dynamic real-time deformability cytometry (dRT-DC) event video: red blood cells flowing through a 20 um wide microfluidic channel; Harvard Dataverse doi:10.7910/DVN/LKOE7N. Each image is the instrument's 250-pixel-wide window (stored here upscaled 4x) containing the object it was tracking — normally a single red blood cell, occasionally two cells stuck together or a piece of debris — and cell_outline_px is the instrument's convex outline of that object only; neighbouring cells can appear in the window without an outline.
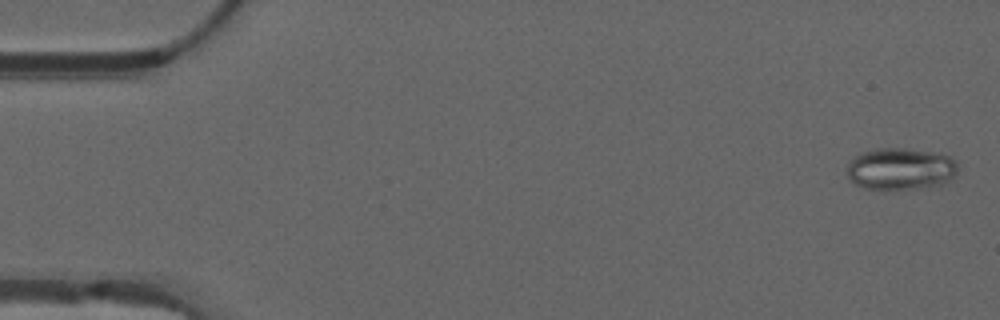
{"species": "common noctule bat (a hibernating species)", "species_latin": "Nyctalus noctula", "temperature_condition": "warm", "stored_images_in_passage": 55, "camera_frame_rate_fps": 3000, "um_per_image_px": 0.085, "animal": {"sex": "male", "forearm_length_mm": 52.5}, "frame": {"image": 1, "passage_image": 2, "time_ms": 0.333, "image_size_px": [1000, 320], "cell_outline_px": [[956, 172], [948, 180], [940, 184], [916, 188], [884, 192], [864, 188], [848, 180], [848, 164], [860, 152], [876, 148], [904, 148], [928, 152], [948, 156], [956, 160]], "centroid_in_image_um": [76.47, 14.38], "position_along_channel_um": 8.5, "area_um2": 27.22}}
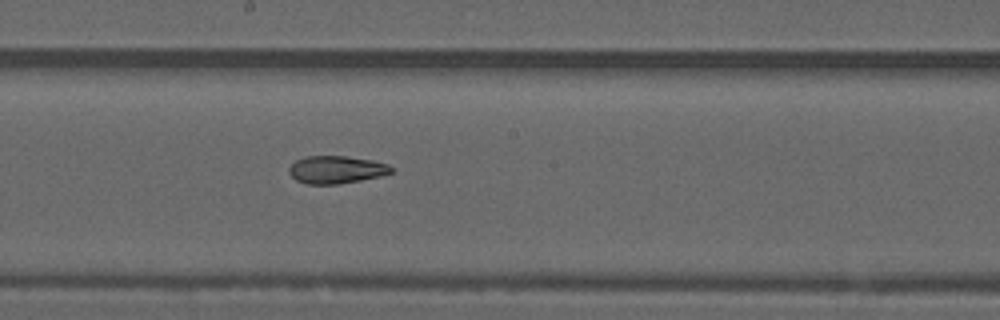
{"frame": {"image": 2, "passage_image": 30, "time_ms": 9.667, "image_size_px": [1000, 320], "cell_outline_px": [[396, 168], [392, 172], [380, 176], [360, 180], [336, 184], [308, 184], [296, 180], [288, 172], [288, 168], [296, 160], [304, 156], [348, 156], [372, 160], [388, 164]], "centroid_in_image_um": [28.59, 14.41], "position_along_channel_um": 219.6, "area_um2": 16.53}}
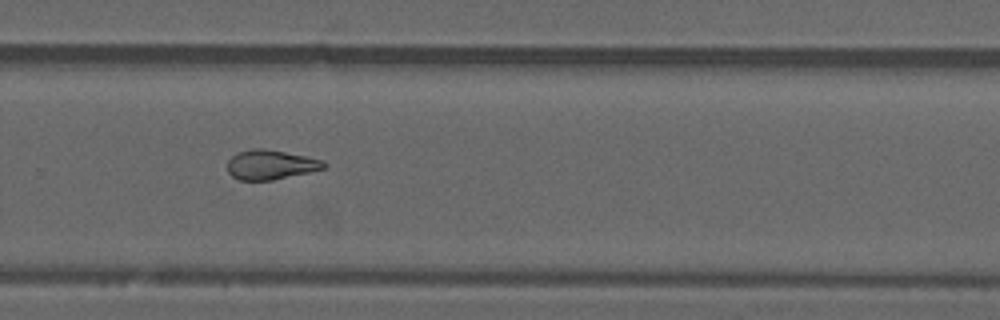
{"frame": {"image": 3, "passage_image": 37, "time_ms": 12.0, "image_size_px": [1000, 320], "cell_outline_px": [[328, 164], [324, 168], [308, 172], [272, 180], [240, 180], [232, 176], [228, 172], [228, 160], [236, 152], [256, 148], [264, 148], [324, 160]], "centroid_in_image_um": [22.99, 13.99], "position_along_channel_um": 306.8, "area_um2": 16.47}, "authors_computed_cell_mechanics": {"area_um2": 18.496, "velocity_mm_per_s": 3.7607, "shape_relaxation_time_tau1_ms": null, "shape_relaxation_time_tau2_ms": 3.7175, "deformation_change_tau1": null, "deformation_change_tau2": 0.1145}}